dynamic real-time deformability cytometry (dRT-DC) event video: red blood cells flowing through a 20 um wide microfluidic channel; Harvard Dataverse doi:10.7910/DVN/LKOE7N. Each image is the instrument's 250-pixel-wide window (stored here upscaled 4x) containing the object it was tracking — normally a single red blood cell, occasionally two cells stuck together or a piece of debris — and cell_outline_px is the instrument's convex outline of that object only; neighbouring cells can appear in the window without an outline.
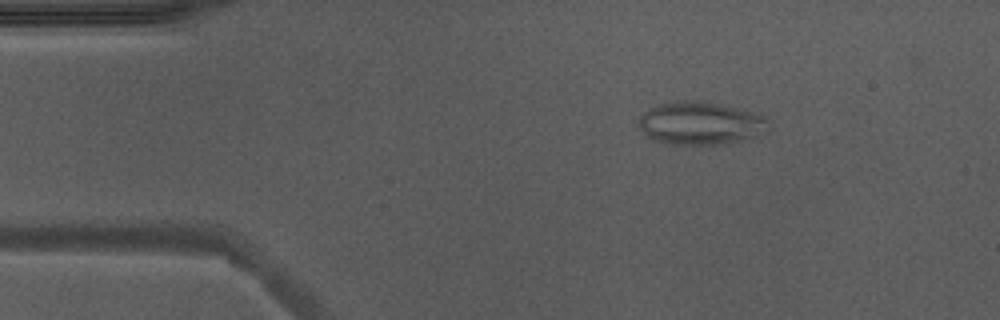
{"species": "Egyptian fruit bat (a non-hibernating species)", "species_latin": "Rousettus aegyptiacus", "temperature_condition": "warm", "stored_images_in_passage": 51, "camera_frame_rate_fps": 3000, "um_per_image_px": 0.085, "animal": {"sex": "male"}, "frame": {"image": 1, "passage_image": 8, "time_ms": 2.333, "image_size_px": [1000, 320], "cell_outline_px": [[768, 120], [748, 136], [716, 144], [668, 144], [652, 140], [636, 124], [640, 116], [644, 112], [660, 104], [672, 100], [696, 100], [720, 104], [768, 116]], "centroid_in_image_um": [59.33, 10.43], "position_along_channel_um": 25.7, "area_um2": 31.21}, "authors_computed_cell_mechanics": {"area_um2": 23.1778, "velocity_mm_per_s": 3.9466, "shape_relaxation_time_tau1_ms": null, "shape_relaxation_time_tau2_ms": 1.9484, "deformation_change_tau1": null, "deformation_change_tau2": 0.0892}}